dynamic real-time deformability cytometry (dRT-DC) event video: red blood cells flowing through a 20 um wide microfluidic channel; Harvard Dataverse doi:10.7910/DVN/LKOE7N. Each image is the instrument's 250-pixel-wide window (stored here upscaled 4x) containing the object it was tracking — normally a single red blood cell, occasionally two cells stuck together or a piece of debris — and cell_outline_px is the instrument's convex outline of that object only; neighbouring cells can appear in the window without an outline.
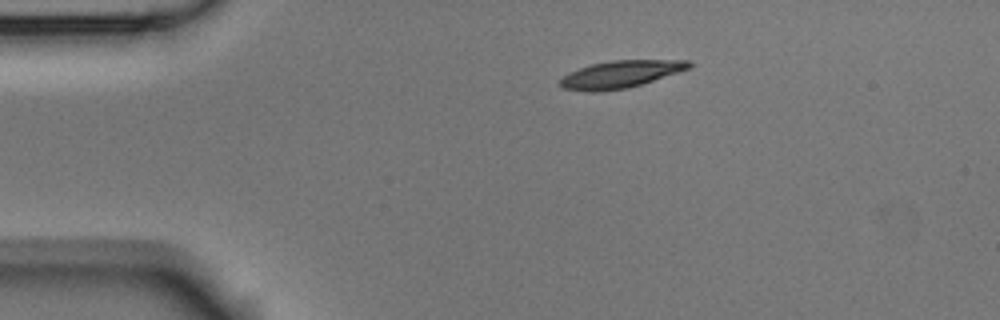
{"species": "Egyptian fruit bat (a non-hibernating species)", "species_latin": "Rousettus aegyptiacus", "temperature_condition": "room temperature", "stored_images_in_passage": 8, "camera_frame_rate_fps": 3000, "um_per_image_px": 0.085, "animal": {"sex": "male"}, "frame": {"image": 1, "passage_image": 1, "time_ms": 0.0, "image_size_px": [1000, 320], "cell_outline_px": [[692, 64], [688, 68], [628, 88], [592, 92], [564, 88], [560, 84], [560, 80], [564, 76], [580, 68], [592, 64], [612, 60], [692, 60]], "centroid_in_image_um": [52.74, 6.3], "position_along_channel_um": 32.3, "area_um2": 19.88}}
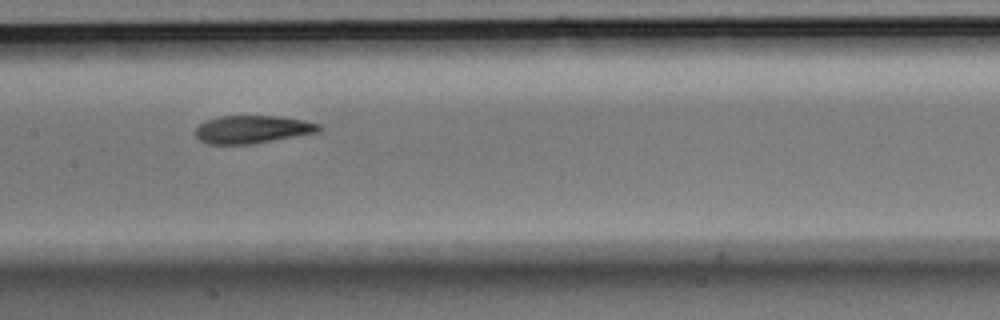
{"frame": {"image": 2, "passage_image": 5, "time_ms": 1.333, "image_size_px": [1000, 320], "cell_outline_px": [[324, 128], [320, 132], [252, 144], [208, 144], [200, 140], [196, 136], [196, 128], [200, 124], [208, 120], [220, 116], [280, 116], [304, 120], [320, 124]], "centroid_in_image_um": [21.51, 11.0], "position_along_channel_um": 185.9, "area_um2": 20.11}}
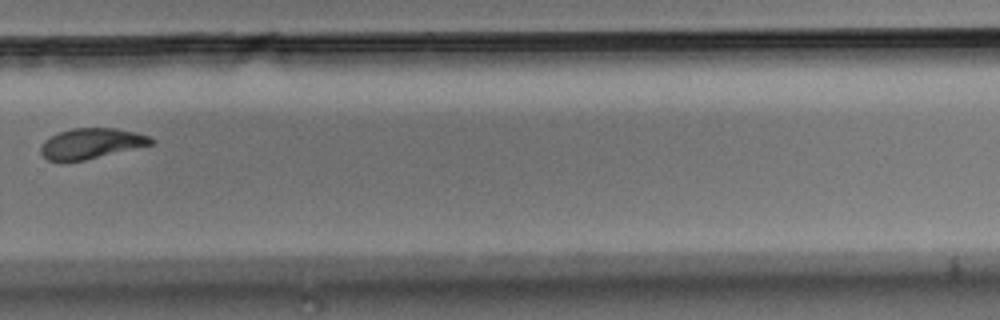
{"frame": {"image": 3, "passage_image": 8, "time_ms": 2.333, "image_size_px": [1000, 320], "cell_outline_px": [[156, 140], [152, 144], [84, 160], [64, 164], [60, 164], [48, 160], [40, 152], [40, 148], [44, 140], [60, 132], [72, 128], [116, 128], [136, 132], [148, 136]], "centroid_in_image_um": [7.7, 12.22], "position_along_channel_um": 322.1, "area_um2": 19.77}}